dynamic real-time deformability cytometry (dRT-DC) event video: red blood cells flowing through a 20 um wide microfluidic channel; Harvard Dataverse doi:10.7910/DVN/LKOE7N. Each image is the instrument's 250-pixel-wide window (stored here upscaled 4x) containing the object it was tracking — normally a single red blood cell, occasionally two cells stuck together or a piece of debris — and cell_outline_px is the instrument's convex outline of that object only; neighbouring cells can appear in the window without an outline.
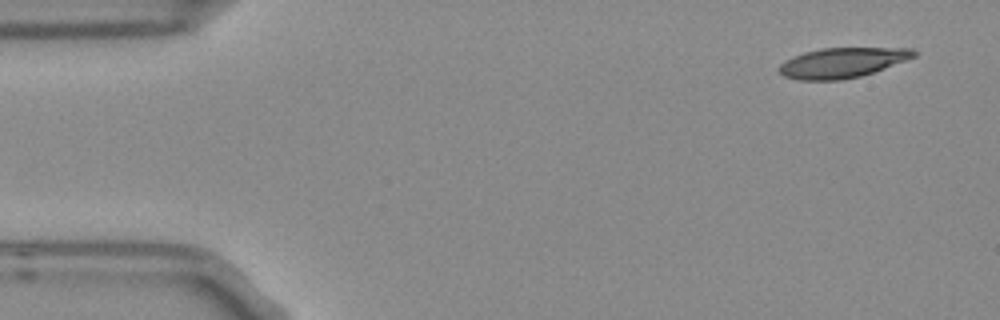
{"species": "Egyptian fruit bat (a non-hibernating species)", "species_latin": "Rousettus aegyptiacus", "temperature_condition": "room temperature", "stored_images_in_passage": 4, "camera_frame_rate_fps": 3000, "um_per_image_px": 0.085, "frame": {"image": 1, "passage_image": 1, "time_ms": 0.0, "image_size_px": [1000, 320], "cell_outline_px": [[920, 52], [916, 56], [872, 72], [860, 76], [840, 80], [800, 80], [784, 76], [776, 68], [784, 60], [792, 56], [804, 52], [820, 48], [912, 48]], "centroid_in_image_um": [71.55, 5.32], "position_along_channel_um": 13.4, "area_um2": 23.58}}